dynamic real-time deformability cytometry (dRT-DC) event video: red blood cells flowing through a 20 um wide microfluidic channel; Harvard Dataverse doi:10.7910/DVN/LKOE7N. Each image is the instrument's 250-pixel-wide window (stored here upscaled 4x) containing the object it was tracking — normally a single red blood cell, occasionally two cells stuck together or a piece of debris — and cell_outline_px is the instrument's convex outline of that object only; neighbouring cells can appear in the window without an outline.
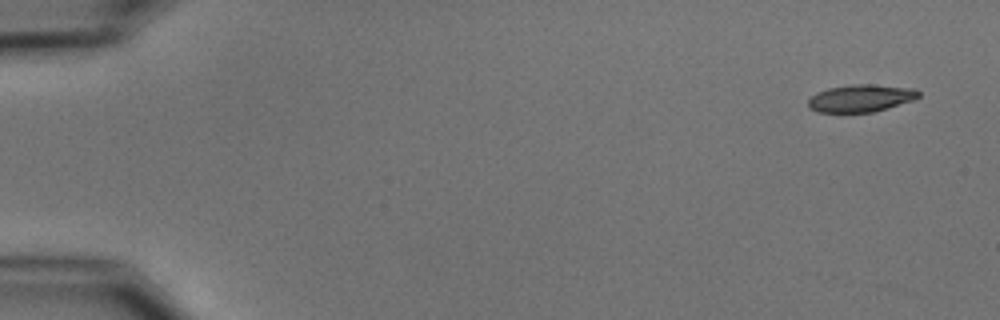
{"species": "common noctule bat (a hibernating species)", "species_latin": "Nyctalus noctula", "temperature_condition": "cold", "stored_images_in_passage": 5, "camera_frame_rate_fps": 3000, "um_per_image_px": 0.085, "animal": {"sex": "male", "body_mass_g": 15.6}, "frame": {"image": 1, "passage_image": 1, "time_ms": 0.0, "image_size_px": [1000, 320], "cell_outline_px": [[920, 96], [912, 100], [888, 108], [872, 112], [816, 112], [808, 108], [808, 100], [816, 92], [828, 88], [852, 84], [872, 84], [916, 88], [920, 92]], "centroid_in_image_um": [73.16, 8.34], "position_along_channel_um": 11.8, "area_um2": 17.74}}
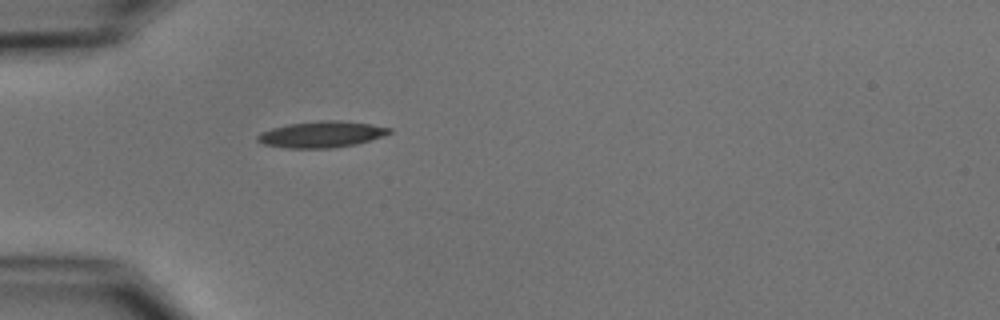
{"frame": {"image": 2, "passage_image": 5, "time_ms": 4.667, "image_size_px": [1000, 320], "cell_outline_px": [[392, 132], [384, 136], [356, 144], [336, 148], [288, 148], [264, 144], [256, 140], [256, 136], [260, 132], [272, 128], [288, 124], [320, 120], [336, 120], [368, 124], [392, 128]], "centroid_in_image_um": [27.32, 11.42], "position_along_channel_um": 57.7, "area_um2": 20.17}}